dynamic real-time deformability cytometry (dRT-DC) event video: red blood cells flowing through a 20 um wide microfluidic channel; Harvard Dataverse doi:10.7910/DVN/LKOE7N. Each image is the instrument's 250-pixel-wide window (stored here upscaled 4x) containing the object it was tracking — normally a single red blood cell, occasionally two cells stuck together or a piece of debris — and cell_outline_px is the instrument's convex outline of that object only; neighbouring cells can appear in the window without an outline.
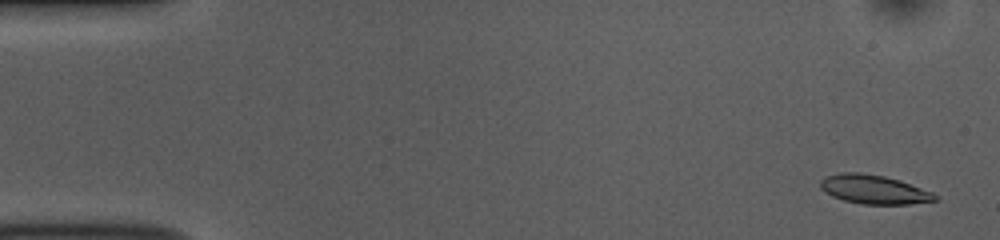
{"species": "common noctule bat (a hibernating species)", "species_latin": "Nyctalus noctula", "temperature_condition": "room temperature", "stored_images_in_passage": 52, "camera_frame_rate_fps": 3000, "um_per_image_px": 0.085, "animal": {"sex": "female", "body_mass_g": 10.0, "forearm_length_mm": 53.1}, "frame": {"image": 1, "passage_image": 2, "time_ms": 0.333, "image_size_px": [1000, 240], "cell_outline_px": [[940, 200], [908, 204], [860, 204], [844, 200], [832, 196], [820, 188], [820, 180], [824, 176], [840, 172], [860, 172], [884, 176], [900, 180], [932, 192], [940, 196]], "centroid_in_image_um": [74.29, 16.1], "position_along_channel_um": 10.7, "area_um2": 19.54}}
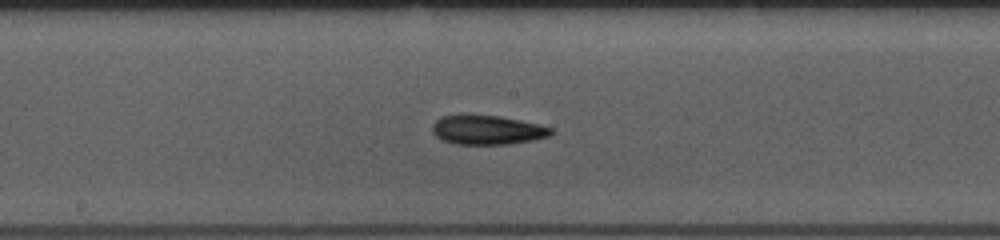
{"frame": {"image": 2, "passage_image": 27, "time_ms": 8.667, "image_size_px": [1000, 240], "cell_outline_px": [[552, 132], [548, 136], [532, 140], [508, 144], [456, 144], [440, 140], [432, 132], [432, 124], [440, 116], [460, 112], [500, 116], [540, 124], [552, 128]], "centroid_in_image_um": [41.33, 11.0], "position_along_channel_um": 206.9, "area_um2": 20.87}}
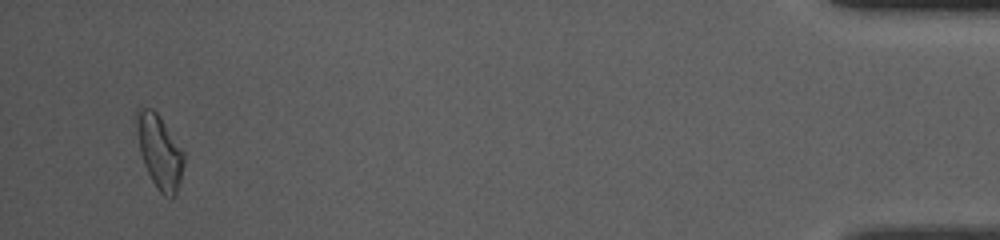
{"frame": {"image": 3, "passage_image": 50, "time_ms": 16.333, "image_size_px": [1000, 240], "cell_outline_px": [[184, 164], [176, 196], [164, 196], [160, 192], [152, 180], [144, 164], [140, 152], [132, 116], [136, 108], [140, 104], [152, 108], [160, 116], [184, 152]], "centroid_in_image_um": [13.5, 12.77], "position_along_channel_um": 421.7, "area_um2": 20.81}, "authors_computed_cell_mechanics": {"area_um2": 19.5942, "velocity_mm_per_s": 3.828, "shape_relaxation_time_tau1_ms": 5.8701, "shape_relaxation_time_tau2_ms": 5.0448, "deformation_change_tau1": 0.1575, "deformation_change_tau2": 0.13}}